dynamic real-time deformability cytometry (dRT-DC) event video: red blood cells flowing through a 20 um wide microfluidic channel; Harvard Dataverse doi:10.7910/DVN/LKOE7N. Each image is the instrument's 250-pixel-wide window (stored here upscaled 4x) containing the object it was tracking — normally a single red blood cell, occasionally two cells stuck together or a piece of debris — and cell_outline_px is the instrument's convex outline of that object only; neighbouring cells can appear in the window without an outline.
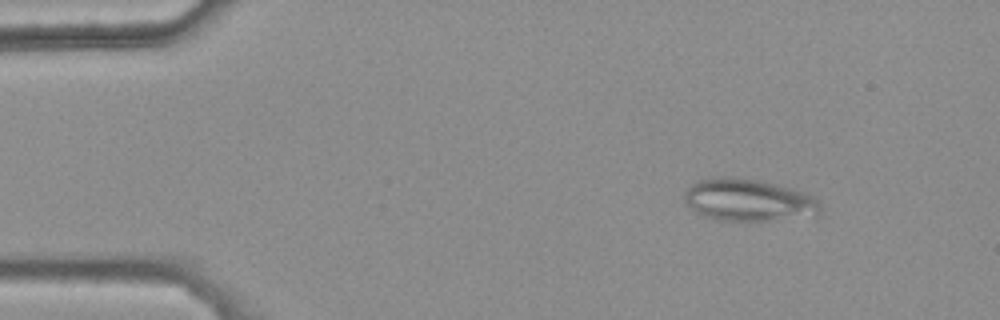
{"species": "common noctule bat (a hibernating species)", "species_latin": "Nyctalus noctula", "temperature_condition": "warm", "stored_images_in_passage": 46, "camera_frame_rate_fps": 3000, "um_per_image_px": 0.085, "animal": {"sex": "female", "body_mass_g": 25.1}, "frame": {"image": 1, "passage_image": 7, "time_ms": 2.0, "image_size_px": [1000, 320], "cell_outline_px": [[820, 208], [816, 216], [768, 220], [720, 220], [704, 216], [692, 208], [684, 200], [684, 196], [688, 188], [696, 180], [712, 176], [724, 176], [756, 180], [804, 192], [816, 196], [820, 200]], "centroid_in_image_um": [63.63, 17.0], "position_along_channel_um": 21.4, "area_um2": 33.18}}
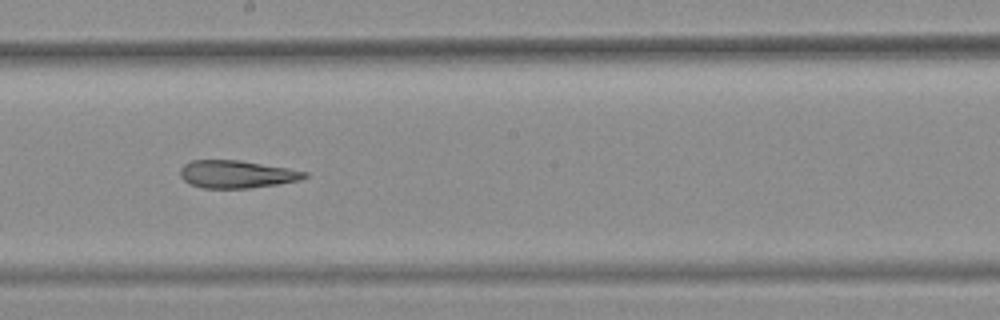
{"frame": {"image": 2, "passage_image": 30, "time_ms": 9.667, "image_size_px": [1000, 320], "cell_outline_px": [[308, 176], [300, 180], [276, 184], [248, 188], [200, 188], [188, 184], [180, 176], [180, 168], [184, 164], [192, 160], [240, 160], [288, 168], [308, 172]], "centroid_in_image_um": [20.09, 14.81], "position_along_channel_um": 228.1, "area_um2": 20.11}}
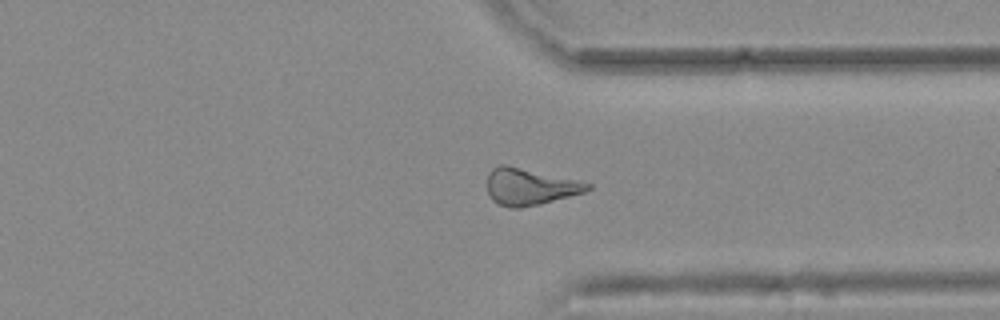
{"frame": {"image": 3, "passage_image": 41, "time_ms": 13.333, "image_size_px": [1000, 320], "cell_outline_px": [[592, 188], [584, 192], [540, 204], [520, 208], [512, 208], [500, 204], [492, 200], [488, 192], [488, 172], [492, 168], [500, 164], [508, 164], [592, 184]], "centroid_in_image_um": [45.0, 15.86], "position_along_channel_um": 366.4, "area_um2": 21.33}, "authors_computed_cell_mechanics": {"area_um2": 21.7617, "velocity_mm_per_s": 3.7692, "shape_relaxation_time_tau1_ms": null, "shape_relaxation_time_tau2_ms": 5.3072, "deformation_change_tau1": null, "deformation_change_tau2": 0.1693}}